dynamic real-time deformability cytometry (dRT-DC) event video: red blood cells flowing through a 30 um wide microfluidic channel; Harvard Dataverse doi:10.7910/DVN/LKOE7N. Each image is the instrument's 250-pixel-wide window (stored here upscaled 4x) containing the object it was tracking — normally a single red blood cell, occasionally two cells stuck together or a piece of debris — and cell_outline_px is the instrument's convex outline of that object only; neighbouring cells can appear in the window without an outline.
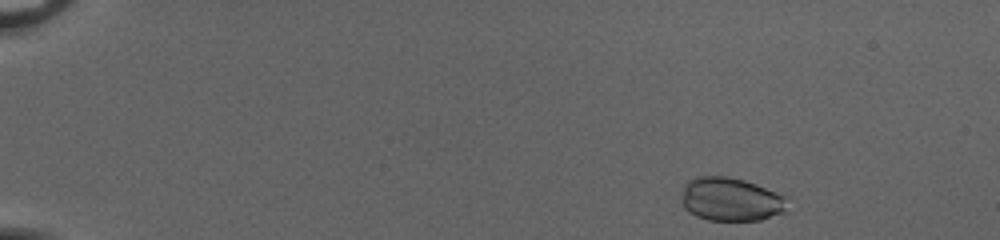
{"species": "common noctule bat (a hibernating species)", "species_latin": "Nyctalus noctula", "temperature_condition": "cold", "stored_images_in_passage": 47, "camera_frame_rate_fps": 3000, "um_per_image_px": 0.085, "animal": {"sex": "female", "body_mass_g": 20.0, "forearm_length_mm": 54.0}, "frame": {"image": 1, "passage_image": 2, "time_ms": 0.333, "image_size_px": [1000, 240], "cell_outline_px": [[788, 196], [784, 212], [760, 220], [708, 220], [696, 216], [688, 212], [684, 208], [680, 200], [680, 196], [684, 184], [688, 180], [696, 176], [724, 176], [744, 180], [756, 184]], "centroid_in_image_um": [62.08, 16.93], "position_along_channel_um": 22.9, "area_um2": 27.17}}
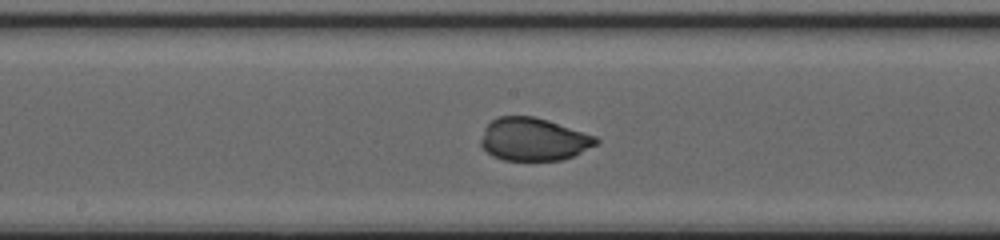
{"frame": {"image": 2, "passage_image": 25, "time_ms": 8.0, "image_size_px": [1000, 240], "cell_outline_px": [[600, 140], [596, 144], [572, 156], [560, 160], [504, 160], [492, 156], [480, 144], [480, 140], [484, 128], [496, 116], [532, 116], [548, 120], [596, 136]], "centroid_in_image_um": [45.32, 11.83], "position_along_channel_um": 202.9, "area_um2": 28.61}}
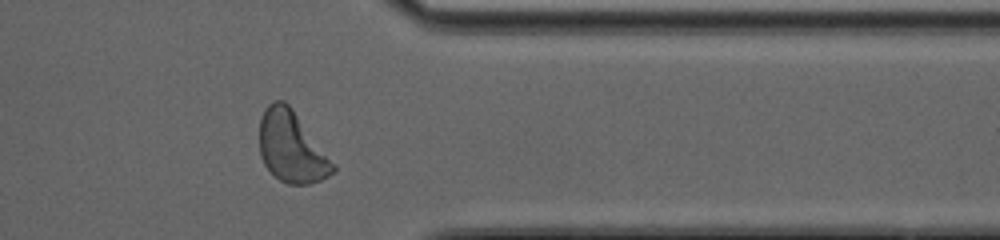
{"frame": {"image": 3, "passage_image": 39, "time_ms": 12.667, "image_size_px": [1000, 240], "cell_outline_px": [[336, 172], [320, 180], [308, 184], [288, 184], [280, 180], [264, 164], [260, 156], [260, 116], [264, 108], [268, 104], [276, 100], [284, 100], [292, 108], [336, 164]], "centroid_in_image_um": [24.8, 12.49], "position_along_channel_um": 386.6, "area_um2": 30.52}, "authors_computed_cell_mechanics": {"area_um2": 28.7266, "velocity_mm_per_s": 4.0372, "shape_relaxation_time_tau1_ms": 2.7431, "shape_relaxation_time_tau2_ms": null, "deformation_change_tau1": 0.1492, "deformation_change_tau2": null}}